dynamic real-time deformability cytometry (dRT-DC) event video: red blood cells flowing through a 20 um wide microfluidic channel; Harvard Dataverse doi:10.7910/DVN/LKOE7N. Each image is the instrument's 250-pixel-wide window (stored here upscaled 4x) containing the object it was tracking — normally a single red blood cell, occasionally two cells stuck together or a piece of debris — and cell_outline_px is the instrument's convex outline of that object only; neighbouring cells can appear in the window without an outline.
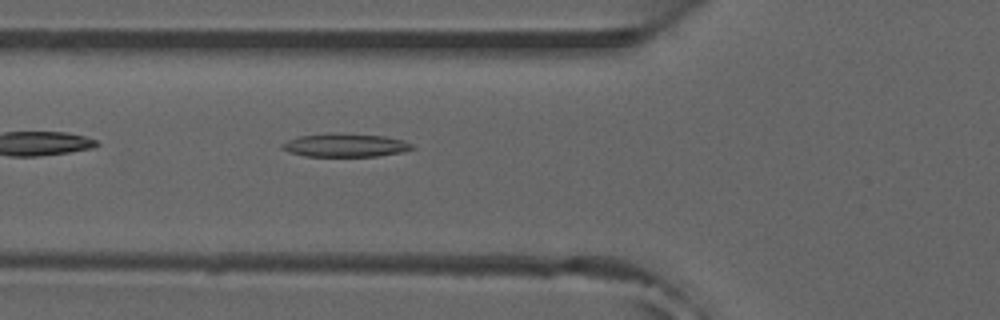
{"species": "common noctule bat (a hibernating species)", "species_latin": "Nyctalus noctula", "temperature_condition": "room temperature", "stored_images_in_passage": 5, "camera_frame_rate_fps": 3000, "um_per_image_px": 0.085, "animal": {"sex": "male", "forearm_length_mm": 52.5}, "frame": {"image": 1, "passage_image": 5, "time_ms": 1.333, "image_size_px": [1000, 320], "cell_outline_px": [[416, 148], [404, 152], [376, 156], [304, 156], [288, 152], [280, 148], [280, 144], [296, 136], [384, 136], [404, 140], [412, 144]], "centroid_in_image_um": [29.37, 12.4], "position_along_channel_um": 96.4, "area_um2": 16.76}}